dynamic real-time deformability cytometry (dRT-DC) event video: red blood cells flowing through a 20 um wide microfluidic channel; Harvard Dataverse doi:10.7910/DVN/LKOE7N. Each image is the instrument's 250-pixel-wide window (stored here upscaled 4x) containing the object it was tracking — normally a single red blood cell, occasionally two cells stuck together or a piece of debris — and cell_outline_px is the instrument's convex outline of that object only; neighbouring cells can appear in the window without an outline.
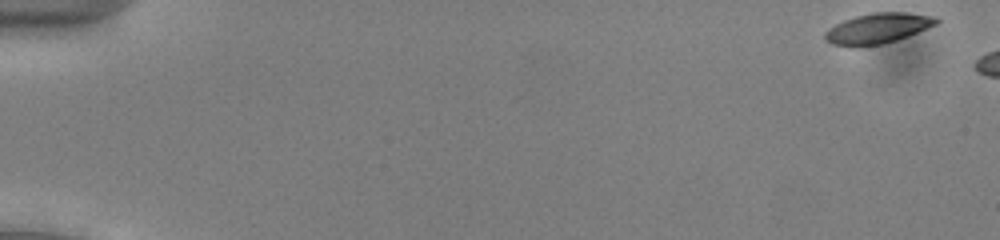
{"species": "common noctule bat (a hibernating species)", "species_latin": "Nyctalus noctula", "temperature_condition": "cold", "stored_images_in_passage": 8, "camera_frame_rate_fps": 3000, "um_per_image_px": 0.085, "animal": {"sex": "male", "body_mass_g": 13.0, "forearm_length_mm": 53.1}, "frame": {"image": 1, "passage_image": 1, "time_ms": 0.0, "image_size_px": [1000, 240], "cell_outline_px": [[940, 20], [936, 24], [896, 40], [880, 44], [852, 48], [832, 44], [824, 40], [824, 32], [828, 28], [844, 20], [856, 16], [876, 12], [904, 12], [936, 16]], "centroid_in_image_um": [74.55, 2.42], "position_along_channel_um": 10.4, "area_um2": 19.71}}